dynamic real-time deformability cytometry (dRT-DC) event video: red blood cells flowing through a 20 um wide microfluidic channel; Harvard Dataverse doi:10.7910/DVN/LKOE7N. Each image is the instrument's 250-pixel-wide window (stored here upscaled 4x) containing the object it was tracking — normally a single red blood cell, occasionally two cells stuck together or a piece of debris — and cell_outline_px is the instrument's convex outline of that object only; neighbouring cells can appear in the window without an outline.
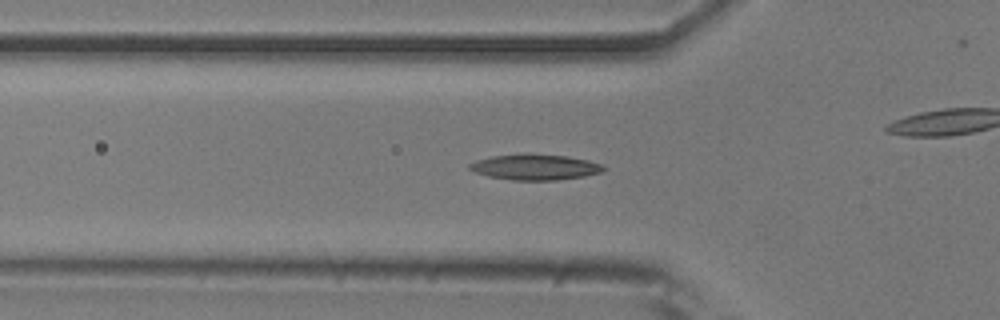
{"species": "common noctule bat (a hibernating species)", "species_latin": "Nyctalus noctula", "temperature_condition": "room temperature", "stored_images_in_passage": 39, "camera_frame_rate_fps": 3000, "um_per_image_px": 0.085, "animal": {"sex": "male", "body_mass_g": 20.5, "forearm_length_mm": 52.5}, "frame": {"image": 1, "passage_image": 17, "time_ms": 5.333, "image_size_px": [1000, 320], "cell_outline_px": [[604, 168], [600, 172], [584, 176], [556, 180], [512, 180], [488, 176], [476, 172], [468, 168], [468, 164], [476, 160], [492, 156], [564, 156], [588, 160], [604, 164]], "centroid_in_image_um": [45.48, 14.24], "position_along_channel_um": 80.3, "area_um2": 19.13}}
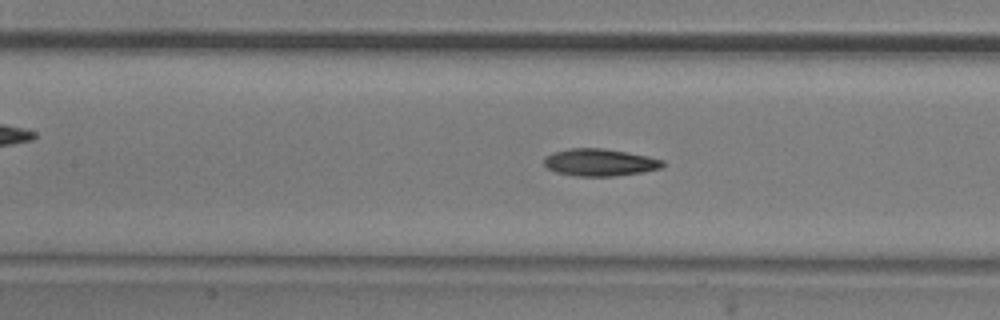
{"frame": {"image": 2, "passage_image": 23, "time_ms": 7.333, "image_size_px": [1000, 320], "cell_outline_px": [[664, 164], [660, 168], [640, 172], [616, 176], [576, 176], [556, 172], [548, 168], [544, 164], [544, 156], [552, 152], [568, 148], [604, 148], [648, 156], [664, 160]], "centroid_in_image_um": [50.94, 13.79], "position_along_channel_um": 156.5, "area_um2": 18.84}}
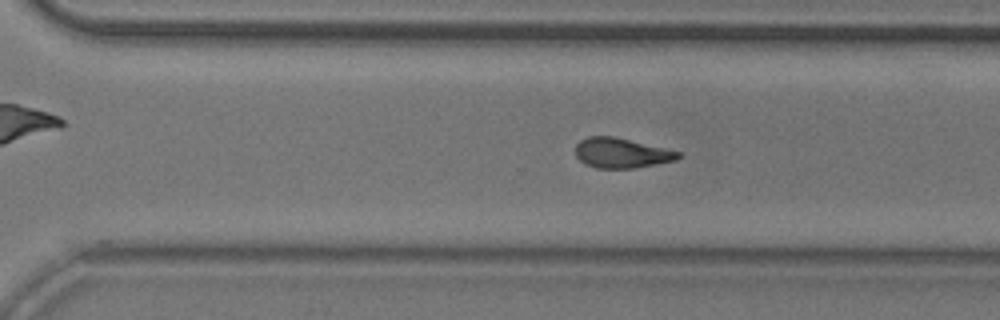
{"frame": {"image": 3, "passage_image": 36, "time_ms": 11.667, "image_size_px": [1000, 320], "cell_outline_px": [[680, 156], [676, 160], [632, 168], [596, 168], [584, 164], [576, 156], [576, 144], [580, 140], [588, 136], [612, 136], [680, 152]], "centroid_in_image_um": [52.76, 13.01], "position_along_channel_um": 317.8, "area_um2": 17.63}}